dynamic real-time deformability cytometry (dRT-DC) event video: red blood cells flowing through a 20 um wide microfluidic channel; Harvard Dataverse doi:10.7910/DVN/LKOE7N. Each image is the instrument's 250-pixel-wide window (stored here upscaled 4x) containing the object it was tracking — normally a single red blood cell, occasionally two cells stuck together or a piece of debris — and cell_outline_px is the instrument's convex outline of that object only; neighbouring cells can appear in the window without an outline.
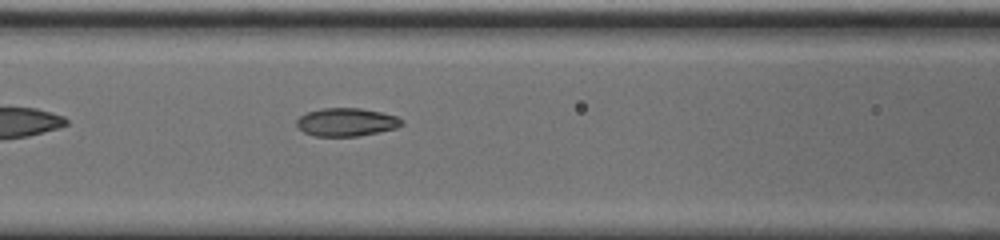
{"species": "common noctule bat (a hibernating species)", "species_latin": "Nyctalus noctula", "temperature_condition": "cold", "stored_images_in_passage": 35, "camera_frame_rate_fps": 3000, "um_per_image_px": 0.085, "animal": {"sex": "male", "body_mass_g": 20.0, "forearm_length_mm": 53.3}, "frame": {"image": 1, "passage_image": 6, "time_ms": 1.667, "image_size_px": [1000, 240], "cell_outline_px": [[404, 124], [396, 128], [356, 136], [316, 136], [304, 132], [296, 124], [296, 120], [300, 116], [308, 112], [324, 108], [360, 108], [380, 112], [396, 116], [404, 120]], "centroid_in_image_um": [29.45, 10.37], "position_along_channel_um": 137.1, "area_um2": 17.05}}
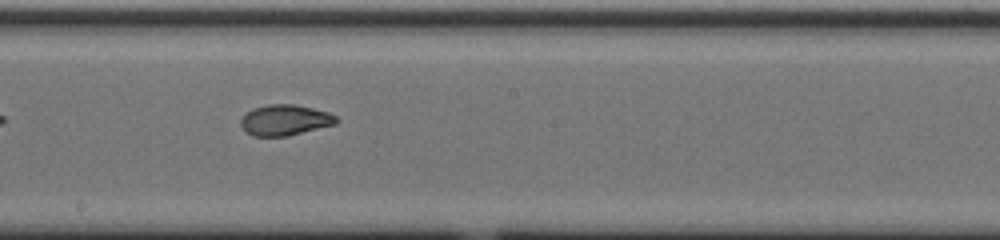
{"frame": {"image": 2, "passage_image": 13, "time_ms": 4.0, "image_size_px": [1000, 240], "cell_outline_px": [[340, 120], [336, 124], [288, 136], [252, 136], [244, 132], [240, 124], [240, 120], [252, 108], [268, 104], [296, 104], [328, 112], [336, 116]], "centroid_in_image_um": [24.22, 10.21], "position_along_channel_um": 224.0, "area_um2": 17.28}}
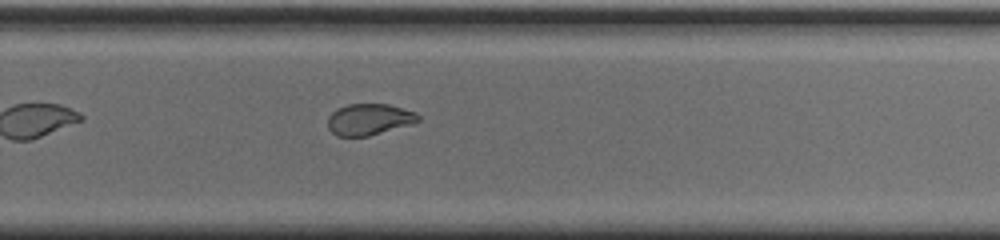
{"frame": {"image": 3, "passage_image": 19, "time_ms": 6.0, "image_size_px": [1000, 240], "cell_outline_px": [[420, 120], [412, 124], [368, 136], [336, 136], [328, 128], [328, 116], [336, 108], [348, 104], [388, 104], [416, 112], [420, 116]], "centroid_in_image_um": [31.37, 10.14], "position_along_channel_um": 298.4, "area_um2": 16.59}}